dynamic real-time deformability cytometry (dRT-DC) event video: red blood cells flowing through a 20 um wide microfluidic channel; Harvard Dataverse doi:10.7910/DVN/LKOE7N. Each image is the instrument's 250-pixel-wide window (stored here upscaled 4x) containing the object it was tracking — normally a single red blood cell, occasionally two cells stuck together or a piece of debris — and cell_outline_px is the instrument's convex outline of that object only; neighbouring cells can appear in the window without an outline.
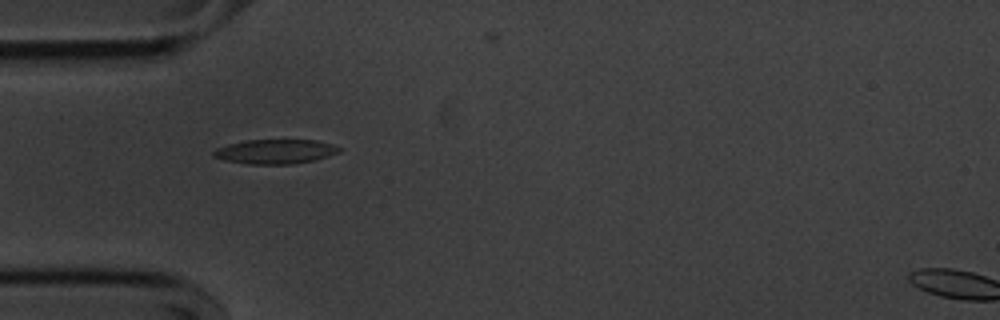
{"species": "common noctule bat (a hibernating species)", "species_latin": "Nyctalus noctula", "temperature_condition": "cold", "stored_images_in_passage": 34, "camera_frame_rate_fps": 3000, "um_per_image_px": 0.085, "animal": {"sex": "male", "body_mass_g": 20.1, "forearm_length_mm": 53.5}, "frame": {"image": 1, "passage_image": 1, "time_ms": 0.0, "image_size_px": [1000, 320], "cell_outline_px": [[340, 152], [328, 156], [312, 160], [292, 164], [248, 164], [224, 160], [212, 156], [212, 152], [216, 148], [228, 144], [248, 140], [316, 140], [332, 144], [340, 148]], "centroid_in_image_um": [23.37, 12.88], "position_along_channel_um": 61.6, "area_um2": 17.8}}
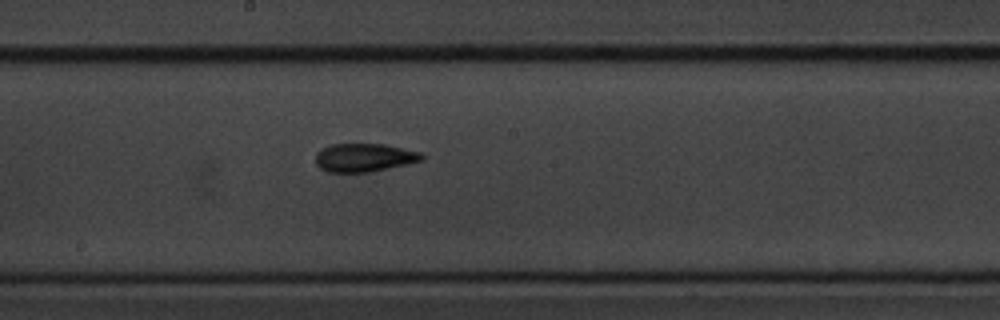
{"frame": {"image": 2, "passage_image": 14, "time_ms": 4.333, "image_size_px": [1000, 320], "cell_outline_px": [[424, 160], [408, 164], [368, 172], [328, 172], [320, 168], [316, 164], [316, 152], [332, 144], [384, 144], [420, 152], [424, 156]], "centroid_in_image_um": [30.96, 13.4], "position_along_channel_um": 217.2, "area_um2": 17.46}}
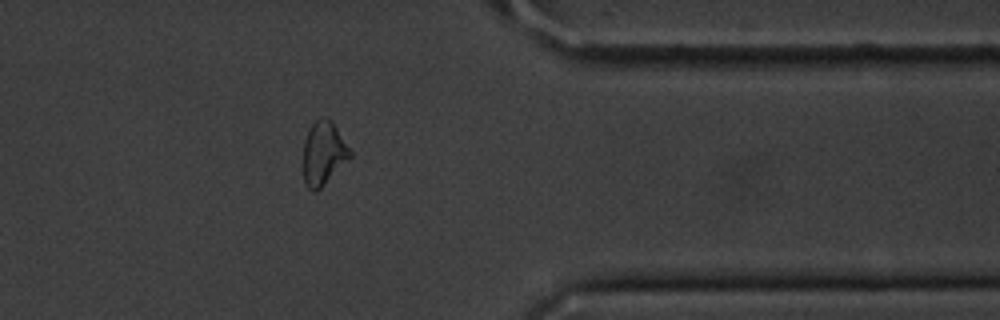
{"frame": {"image": 3, "passage_image": 29, "time_ms": 9.333, "image_size_px": [1000, 320], "cell_outline_px": [[352, 156], [316, 192], [312, 192], [308, 188], [304, 180], [304, 140], [312, 124], [320, 116], [324, 116], [332, 120], [352, 152]], "centroid_in_image_um": [27.5, 13.0], "position_along_channel_um": 383.9, "area_um2": 17.22}}